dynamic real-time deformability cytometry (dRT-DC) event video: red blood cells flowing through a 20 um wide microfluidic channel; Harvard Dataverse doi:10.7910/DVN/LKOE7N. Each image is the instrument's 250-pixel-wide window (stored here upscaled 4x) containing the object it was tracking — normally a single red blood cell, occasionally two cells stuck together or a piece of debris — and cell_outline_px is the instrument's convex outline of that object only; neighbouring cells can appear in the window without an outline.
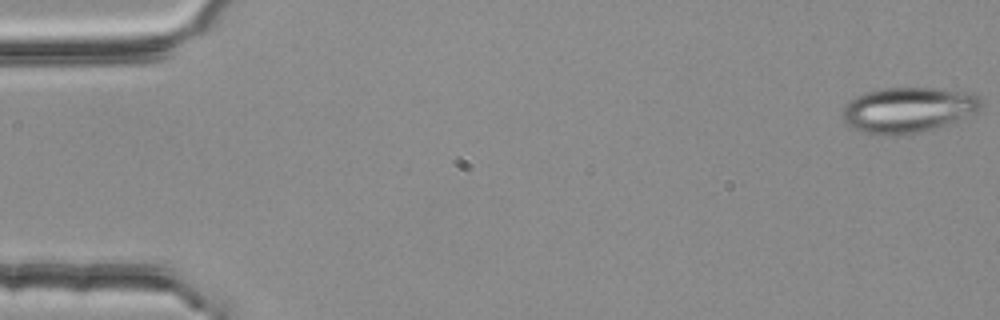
{"species": "common noctule bat (a hibernating species)", "species_latin": "Nyctalus noctula", "temperature_condition": "room temperature", "stored_images_in_passage": 54, "camera_frame_rate_fps": 3000, "um_per_image_px": 0.085, "animal": {"sex": "female", "body_mass_g": 25.1}, "frame": {"image": 1, "passage_image": 1, "time_ms": 0.0, "image_size_px": [1000, 320], "cell_outline_px": [[984, 104], [976, 112], [952, 124], [920, 132], [884, 136], [864, 132], [852, 128], [844, 120], [844, 108], [856, 96], [864, 92], [880, 88], [944, 88], [972, 92], [984, 100]], "centroid_in_image_um": [77.28, 9.33], "position_along_channel_um": 7.7, "area_um2": 37.05}}
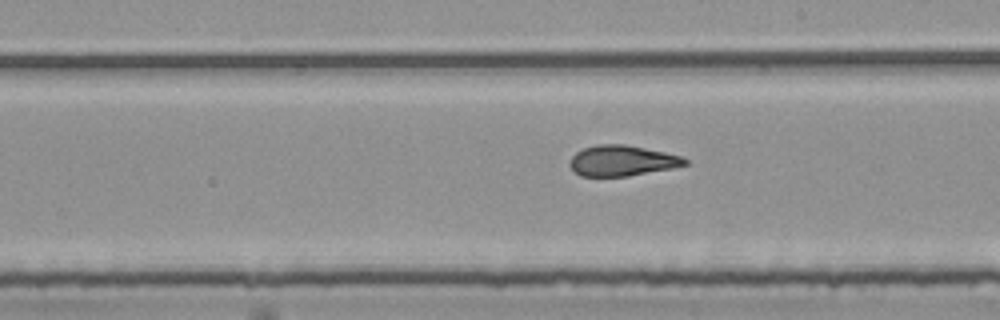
{"frame": {"image": 2, "passage_image": 31, "time_ms": 10.0, "image_size_px": [1000, 320], "cell_outline_px": [[688, 164], [672, 168], [628, 176], [580, 176], [568, 164], [572, 156], [576, 152], [584, 148], [596, 144], [624, 144], [684, 156], [688, 160]], "centroid_in_image_um": [52.88, 13.65], "position_along_channel_um": 236.1, "area_um2": 20.52}}
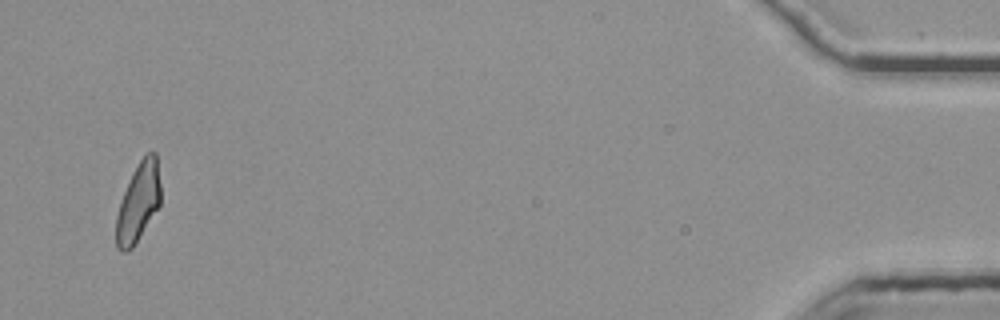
{"frame": {"image": 3, "passage_image": 53, "time_ms": 17.333, "image_size_px": [1000, 320], "cell_outline_px": [[160, 204], [132, 248], [124, 252], [120, 252], [116, 248], [116, 216], [124, 192], [132, 172], [144, 152], [156, 152], [160, 184]], "centroid_in_image_um": [11.75, 17.17], "position_along_channel_um": 423.5, "area_um2": 20.29}, "authors_computed_cell_mechanics": {"area_um2": 21.2704, "velocity_mm_per_s": 3.7723, "shape_relaxation_time_tau1_ms": 8.8976, "shape_relaxation_time_tau2_ms": 1.5467, "deformation_change_tau1": 0.2279, "deformation_change_tau2": 0.1046}}